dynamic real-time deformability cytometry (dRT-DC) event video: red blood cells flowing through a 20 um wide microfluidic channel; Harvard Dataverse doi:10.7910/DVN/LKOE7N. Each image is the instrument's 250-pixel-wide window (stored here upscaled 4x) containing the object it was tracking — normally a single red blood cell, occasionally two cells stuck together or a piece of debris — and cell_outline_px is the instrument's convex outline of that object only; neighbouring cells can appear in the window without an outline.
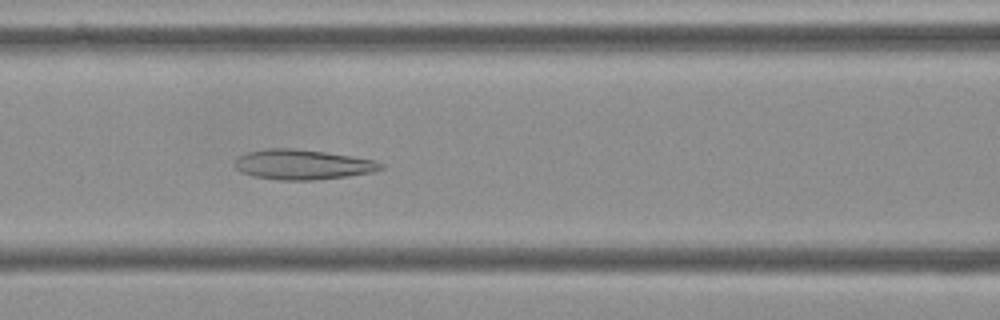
{"species": "Egyptian fruit bat (a non-hibernating species)", "species_latin": "Rousettus aegyptiacus", "temperature_condition": "cold", "stored_images_in_passage": 56, "camera_frame_rate_fps": 3000, "um_per_image_px": 0.085, "frame": {"image": 1, "passage_image": 24, "time_ms": 7.667, "image_size_px": [1000, 320], "cell_outline_px": [[384, 168], [372, 172], [348, 176], [316, 180], [280, 180], [252, 176], [240, 172], [236, 168], [236, 160], [240, 156], [248, 152], [264, 148], [292, 148], [324, 152], [352, 156], [376, 160], [384, 164]], "centroid_in_image_um": [25.74, 13.99], "position_along_channel_um": 140.9, "area_um2": 25.55}}
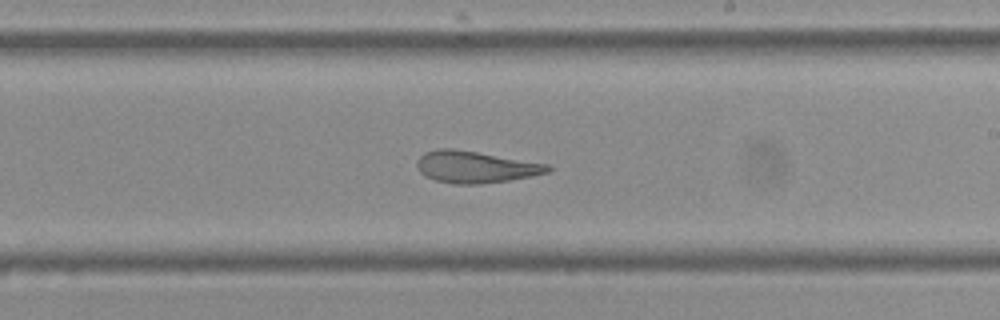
{"frame": {"image": 2, "passage_image": 33, "time_ms": 10.667, "image_size_px": [1000, 320], "cell_outline_px": [[552, 172], [508, 180], [480, 184], [452, 184], [436, 180], [424, 176], [416, 168], [416, 160], [424, 152], [436, 148], [452, 148], [552, 164]], "centroid_in_image_um": [40.41, 14.18], "position_along_channel_um": 248.6, "area_um2": 24.57}}
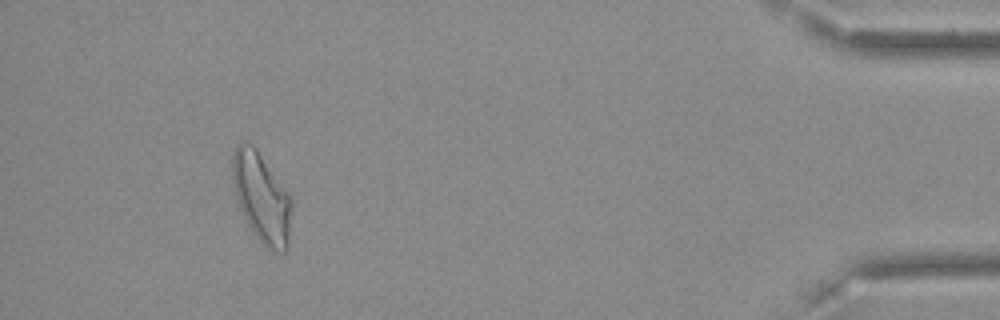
{"frame": {"image": 3, "passage_image": 52, "time_ms": 17.0, "image_size_px": [1000, 320], "cell_outline_px": [[292, 208], [288, 248], [284, 252], [268, 248], [256, 236], [244, 216], [240, 208], [236, 196], [232, 180], [232, 156], [240, 140], [252, 144], [256, 148], [288, 192], [292, 200]], "centroid_in_image_um": [22.24, 16.77], "position_along_channel_um": 413.0, "area_um2": 30.63}, "authors_computed_cell_mechanics": {"area_um2": 28.1775, "velocity_mm_per_s": 3.5949, "shape_relaxation_time_tau1_ms": null, "shape_relaxation_time_tau2_ms": 2.883, "deformation_change_tau1": null, "deformation_change_tau2": 0.1147}}